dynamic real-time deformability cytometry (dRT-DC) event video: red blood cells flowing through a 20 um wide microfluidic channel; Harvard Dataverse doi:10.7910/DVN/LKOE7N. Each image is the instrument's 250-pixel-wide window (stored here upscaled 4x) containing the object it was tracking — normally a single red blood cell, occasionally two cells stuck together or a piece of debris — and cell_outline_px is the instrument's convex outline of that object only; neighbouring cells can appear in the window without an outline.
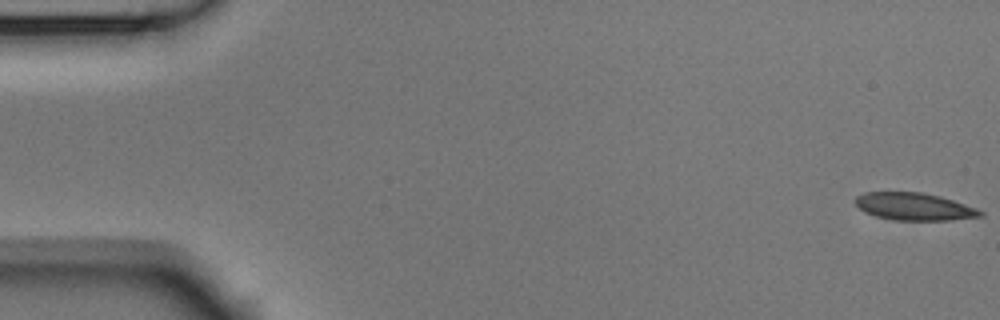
{"species": "Egyptian fruit bat (a non-hibernating species)", "species_latin": "Rousettus aegyptiacus", "temperature_condition": "room temperature", "stored_images_in_passage": 6, "camera_frame_rate_fps": 3000, "um_per_image_px": 0.085, "animal": {"sex": "male"}, "frame": {"image": 1, "passage_image": 1, "time_ms": 0.0, "image_size_px": [1000, 320], "cell_outline_px": [[984, 216], [952, 220], [892, 220], [876, 216], [864, 212], [856, 204], [856, 196], [864, 192], [924, 192], [940, 196], [976, 208], [984, 212]], "centroid_in_image_um": [77.71, 17.56], "position_along_channel_um": 7.3, "area_um2": 20.0}}
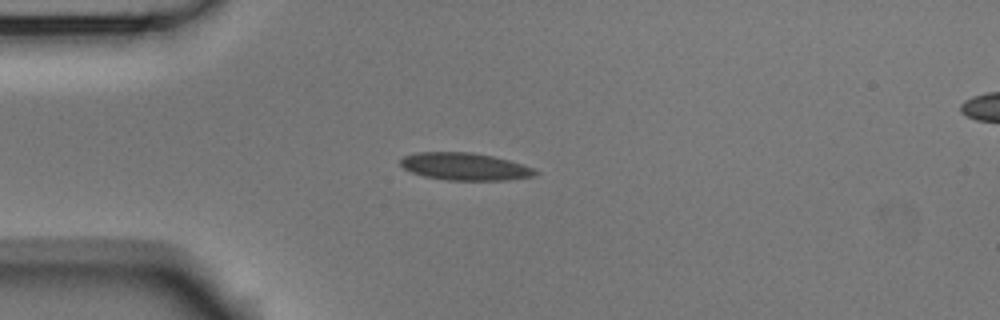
{"frame": {"image": 2, "passage_image": 4, "time_ms": 1.0, "image_size_px": [1000, 320], "cell_outline_px": [[540, 172], [532, 176], [504, 180], [448, 180], [424, 176], [412, 172], [404, 168], [400, 164], [400, 160], [404, 156], [416, 152], [472, 152], [492, 156], [508, 160], [536, 168]], "centroid_in_image_um": [39.52, 14.15], "position_along_channel_um": 45.5, "area_um2": 21.44}}
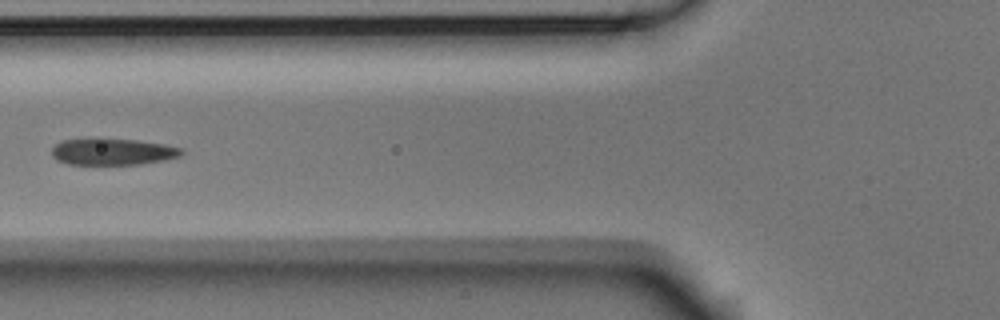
{"frame": {"image": 3, "passage_image": 6, "time_ms": 1.667, "image_size_px": [1000, 320], "cell_outline_px": [[184, 152], [180, 156], [164, 160], [140, 164], [68, 164], [56, 160], [52, 156], [52, 148], [56, 144], [64, 140], [96, 136], [100, 136], [136, 140], [164, 144], [184, 148]], "centroid_in_image_um": [9.56, 12.86], "position_along_channel_um": 116.2, "area_um2": 20.75}}